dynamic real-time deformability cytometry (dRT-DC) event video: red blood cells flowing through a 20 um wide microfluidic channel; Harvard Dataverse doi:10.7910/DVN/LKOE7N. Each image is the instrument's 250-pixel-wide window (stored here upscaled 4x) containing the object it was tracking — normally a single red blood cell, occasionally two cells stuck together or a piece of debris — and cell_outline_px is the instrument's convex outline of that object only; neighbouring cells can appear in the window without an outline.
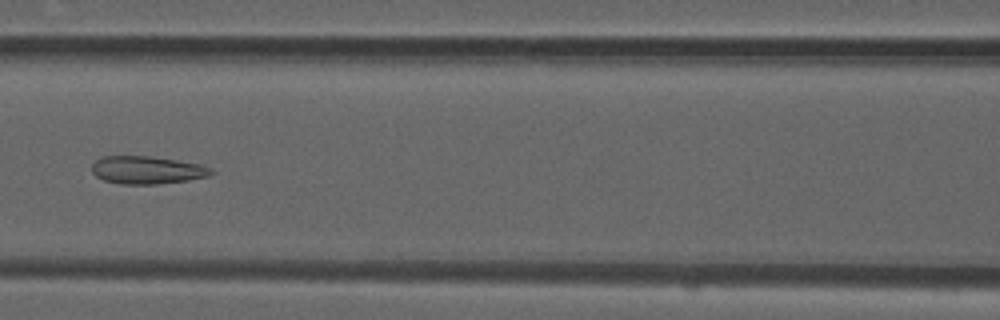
{"species": "common noctule bat (a hibernating species)", "species_latin": "Nyctalus noctula", "temperature_condition": "room temperature", "stored_images_in_passage": 42, "camera_frame_rate_fps": 3000, "um_per_image_px": 0.085, "animal": {"sex": "male", "forearm_length_mm": 52.5}, "frame": {"image": 1, "passage_image": 13, "time_ms": 4.0, "image_size_px": [1000, 320], "cell_outline_px": [[216, 172], [208, 176], [188, 180], [156, 184], [120, 184], [104, 180], [96, 176], [92, 172], [92, 164], [100, 156], [148, 156], [176, 160], [200, 164], [212, 168]], "centroid_in_image_um": [12.5, 14.45], "position_along_channel_um": 154.1, "area_um2": 19.36}}
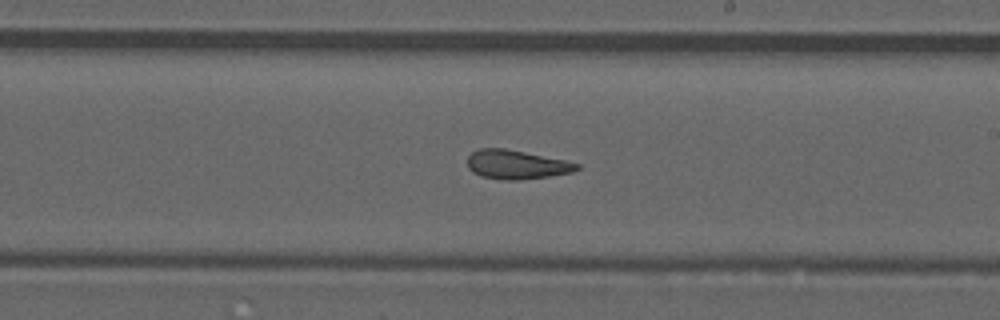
{"frame": {"image": 2, "passage_image": 20, "time_ms": 6.333, "image_size_px": [1000, 320], "cell_outline_px": [[580, 168], [572, 172], [548, 176], [520, 180], [504, 180], [480, 176], [472, 172], [468, 168], [468, 156], [472, 152], [480, 148], [504, 148], [564, 160], [580, 164]], "centroid_in_image_um": [43.87, 13.99], "position_along_channel_um": 245.1, "area_um2": 18.38}}
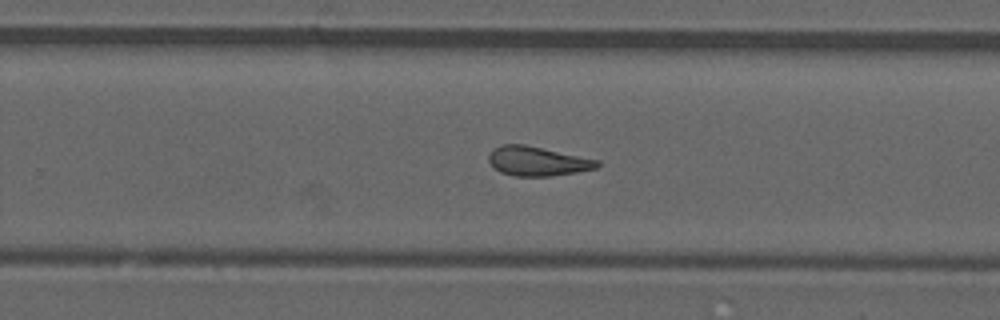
{"frame": {"image": 3, "passage_image": 23, "time_ms": 7.333, "image_size_px": [1000, 320], "cell_outline_px": [[600, 164], [596, 168], [576, 172], [548, 176], [516, 176], [500, 172], [488, 160], [488, 156], [492, 148], [500, 144], [524, 144], [600, 160]], "centroid_in_image_um": [45.66, 13.69], "position_along_channel_um": 284.1, "area_um2": 18.5}, "authors_computed_cell_mechanics": {"area_um2": 18.7561, "velocity_mm_per_s": 3.9178, "shape_relaxation_time_tau1_ms": null, "shape_relaxation_time_tau2_ms": 1.8562, "deformation_change_tau1": null, "deformation_change_tau2": 0.1055}}